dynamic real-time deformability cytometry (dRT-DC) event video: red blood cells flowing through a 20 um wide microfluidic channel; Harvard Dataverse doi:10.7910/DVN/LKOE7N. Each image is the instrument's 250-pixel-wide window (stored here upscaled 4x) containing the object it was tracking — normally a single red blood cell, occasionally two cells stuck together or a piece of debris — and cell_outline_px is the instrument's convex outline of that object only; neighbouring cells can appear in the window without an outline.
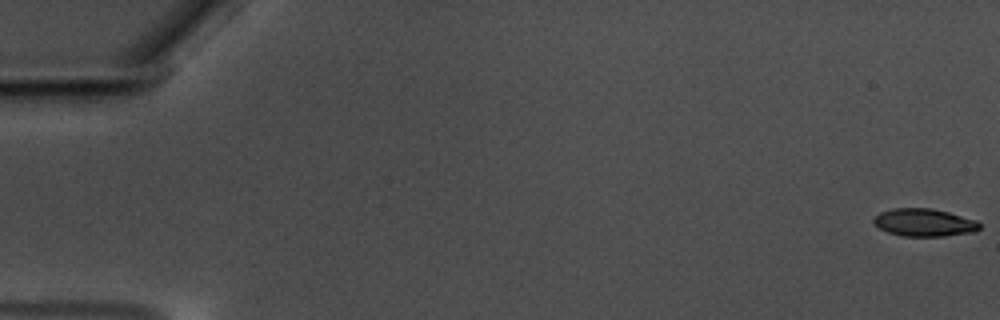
{"species": "common noctule bat (a hibernating species)", "species_latin": "Nyctalus noctula", "temperature_condition": "warm", "stored_images_in_passage": 57, "camera_frame_rate_fps": 3000, "um_per_image_px": 0.085, "animal": {"sex": "male", "body_mass_g": 17.5, "forearm_length_mm": 52.3}, "frame": {"image": 1, "passage_image": 1, "time_ms": 0.0, "image_size_px": [1000, 320], "cell_outline_px": [[980, 228], [976, 232], [944, 236], [904, 236], [888, 232], [880, 228], [872, 220], [880, 212], [892, 208], [932, 208], [948, 212], [976, 220], [980, 224]], "centroid_in_image_um": [78.58, 18.91], "position_along_channel_um": 6.4, "area_um2": 17.05}}
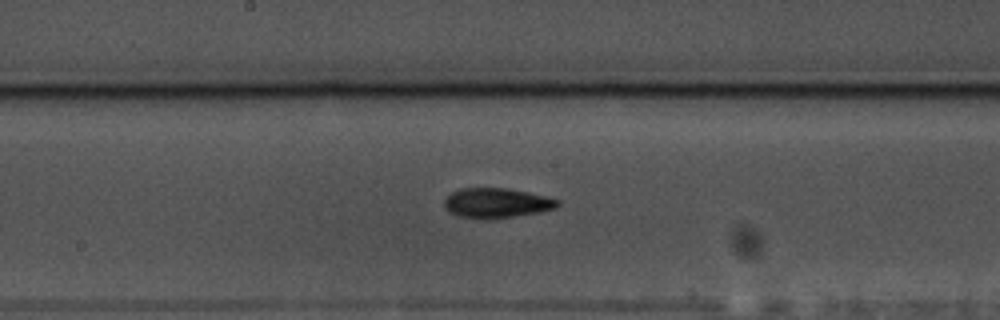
{"frame": {"image": 2, "passage_image": 32, "time_ms": 10.333, "image_size_px": [1000, 320], "cell_outline_px": [[560, 204], [556, 208], [540, 212], [484, 220], [460, 216], [448, 212], [444, 208], [444, 200], [452, 192], [460, 188], [508, 188], [528, 192], [560, 200]], "centroid_in_image_um": [42.19, 17.25], "position_along_channel_um": 206.0, "area_um2": 19.77}}
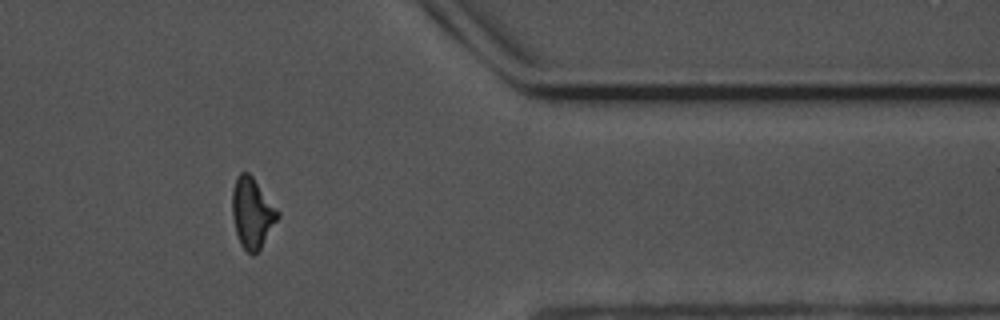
{"frame": {"image": 3, "passage_image": 49, "time_ms": 16.0, "image_size_px": [1000, 320], "cell_outline_px": [[280, 216], [260, 248], [252, 256], [240, 244], [236, 232], [232, 216], [232, 188], [236, 176], [240, 172], [248, 172], [252, 176], [280, 212]], "centroid_in_image_um": [21.42, 18.07], "position_along_channel_um": 390.0, "area_um2": 18.61}}